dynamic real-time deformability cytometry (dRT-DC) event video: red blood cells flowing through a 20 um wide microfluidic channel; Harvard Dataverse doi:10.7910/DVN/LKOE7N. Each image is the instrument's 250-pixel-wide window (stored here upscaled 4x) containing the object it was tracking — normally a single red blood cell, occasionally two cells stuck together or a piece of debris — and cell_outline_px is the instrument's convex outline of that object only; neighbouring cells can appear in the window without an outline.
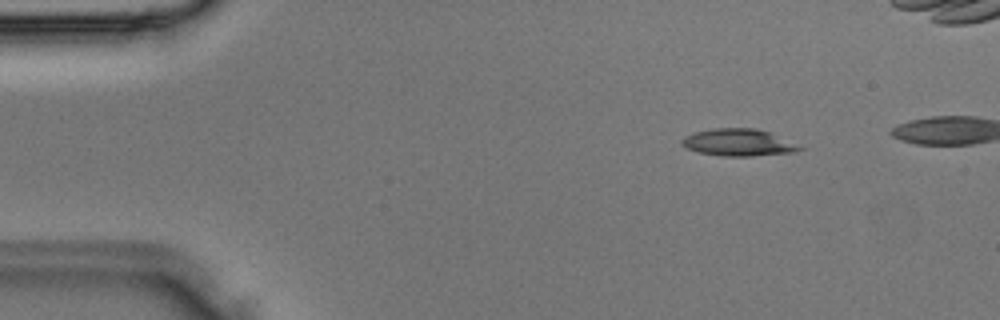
{"species": "Egyptian fruit bat (a non-hibernating species)", "species_latin": "Rousettus aegyptiacus", "temperature_condition": "room temperature", "stored_images_in_passage": 32, "camera_frame_rate_fps": 3000, "um_per_image_px": 0.085, "animal": {"sex": "male"}, "frame": {"image": 1, "passage_image": 4, "time_ms": 1.0, "image_size_px": [1000, 320], "cell_outline_px": [[804, 148], [796, 152], [752, 156], [720, 156], [700, 152], [688, 148], [680, 144], [680, 140], [684, 136], [692, 132], [712, 128], [756, 128], [768, 132]], "centroid_in_image_um": [62.7, 12.11], "position_along_channel_um": 22.3, "area_um2": 18.5}}
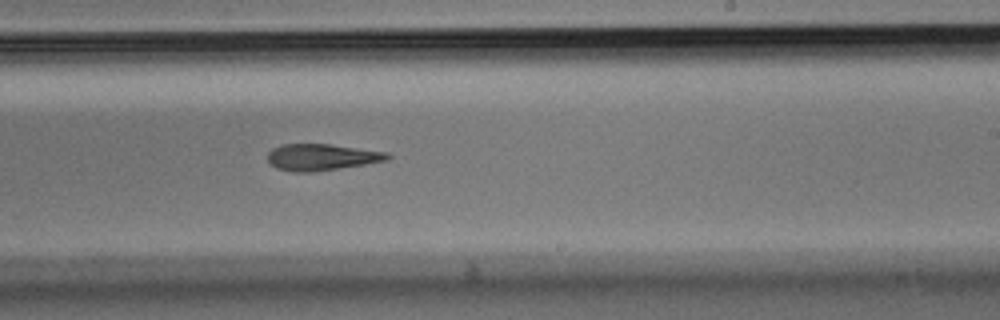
{"frame": {"image": 2, "passage_image": 21, "time_ms": 6.667, "image_size_px": [1000, 320], "cell_outline_px": [[392, 156], [388, 160], [364, 164], [312, 172], [292, 172], [276, 168], [268, 160], [268, 152], [272, 148], [280, 144], [332, 144], [388, 152]], "centroid_in_image_um": [27.33, 13.35], "position_along_channel_um": 261.7, "area_um2": 18.55}}
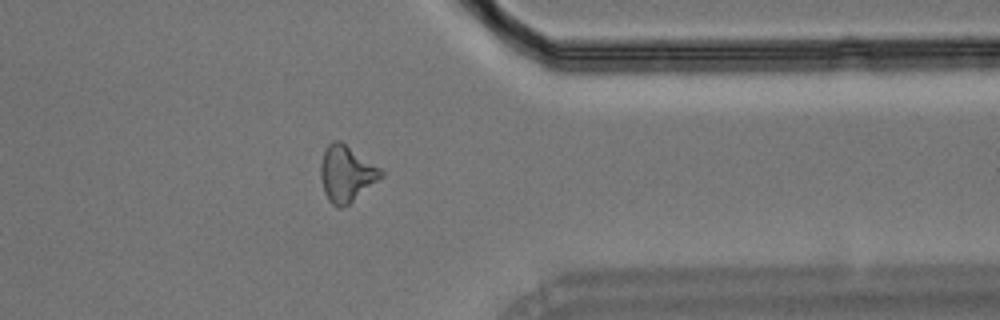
{"frame": {"image": 3, "passage_image": 28, "time_ms": 9.0, "image_size_px": [1000, 320], "cell_outline_px": [[384, 176], [348, 204], [340, 208], [336, 208], [328, 200], [324, 192], [320, 176], [320, 164], [324, 148], [332, 140], [340, 140], [380, 168], [384, 172]], "centroid_in_image_um": [29.42, 14.75], "position_along_channel_um": 382.0, "area_um2": 19.77}}